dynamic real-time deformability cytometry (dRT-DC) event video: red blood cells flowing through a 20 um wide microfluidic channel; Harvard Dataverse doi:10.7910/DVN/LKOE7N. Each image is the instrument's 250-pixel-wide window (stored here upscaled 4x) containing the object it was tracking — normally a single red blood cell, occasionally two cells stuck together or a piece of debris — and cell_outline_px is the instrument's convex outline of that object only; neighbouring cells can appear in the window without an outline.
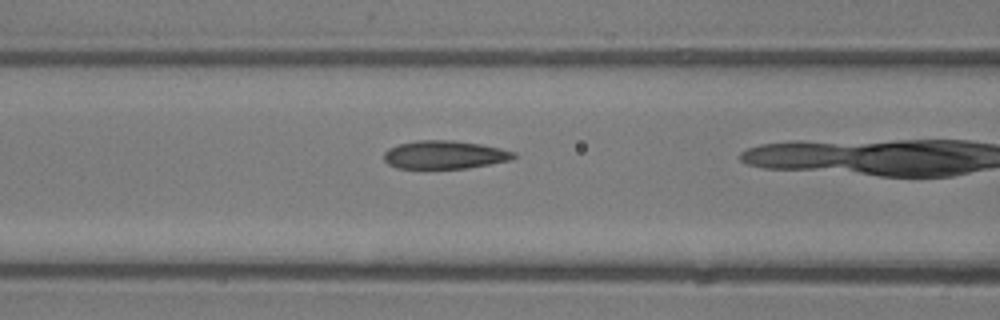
{"species": "common noctule bat (a hibernating species)", "species_latin": "Nyctalus noctula", "temperature_condition": "room temperature", "stored_images_in_passage": 4, "camera_frame_rate_fps": 3000, "um_per_image_px": 0.085, "animal": {"sex": "male", "body_mass_g": 13.3}, "frame": {"image": 1, "passage_image": 3, "time_ms": 0.667, "image_size_px": [1000, 320], "cell_outline_px": [[516, 156], [512, 160], [468, 168], [396, 168], [388, 164], [384, 160], [384, 152], [388, 148], [400, 144], [416, 140], [452, 140], [480, 144], [500, 148], [516, 152]], "centroid_in_image_um": [37.8, 13.15], "position_along_channel_um": 128.8, "area_um2": 21.39}}